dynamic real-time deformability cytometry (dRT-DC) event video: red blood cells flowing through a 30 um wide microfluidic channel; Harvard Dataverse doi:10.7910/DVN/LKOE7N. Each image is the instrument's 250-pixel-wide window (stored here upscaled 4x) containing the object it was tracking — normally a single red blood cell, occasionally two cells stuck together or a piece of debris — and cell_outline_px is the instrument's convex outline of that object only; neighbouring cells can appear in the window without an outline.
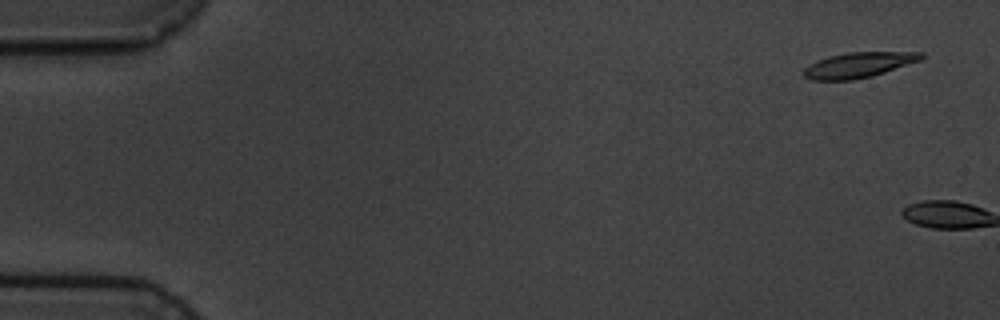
{"species": "common noctule bat (a hibernating species)", "species_latin": "Nyctalus noctula", "temperature_condition": "cold", "stored_images_in_passage": 5, "camera_frame_rate_fps": 3000, "um_per_image_px": 0.085, "animal": {"sex": "male", "body_mass_g": 19.5, "forearm_length_mm": 54.6}, "frame": {"image": 1, "passage_image": 1, "time_ms": 0.0, "image_size_px": [1000, 320], "cell_outline_px": [[924, 56], [920, 60], [872, 76], [852, 80], [812, 80], [804, 76], [804, 68], [828, 56], [848, 52], [924, 52]], "centroid_in_image_um": [72.99, 5.52], "position_along_channel_um": 12.0, "area_um2": 17.05}}
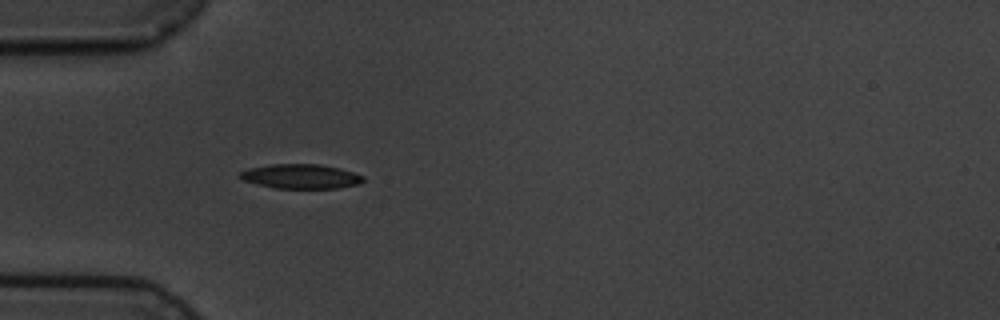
{"frame": {"image": 2, "passage_image": 5, "time_ms": 6.0, "image_size_px": [1000, 320], "cell_outline_px": [[364, 180], [360, 184], [336, 188], [276, 188], [244, 180], [240, 176], [240, 172], [248, 168], [272, 164], [320, 164], [340, 168], [364, 176]], "centroid_in_image_um": [25.61, 14.98], "position_along_channel_um": 59.4, "area_um2": 17.4}}